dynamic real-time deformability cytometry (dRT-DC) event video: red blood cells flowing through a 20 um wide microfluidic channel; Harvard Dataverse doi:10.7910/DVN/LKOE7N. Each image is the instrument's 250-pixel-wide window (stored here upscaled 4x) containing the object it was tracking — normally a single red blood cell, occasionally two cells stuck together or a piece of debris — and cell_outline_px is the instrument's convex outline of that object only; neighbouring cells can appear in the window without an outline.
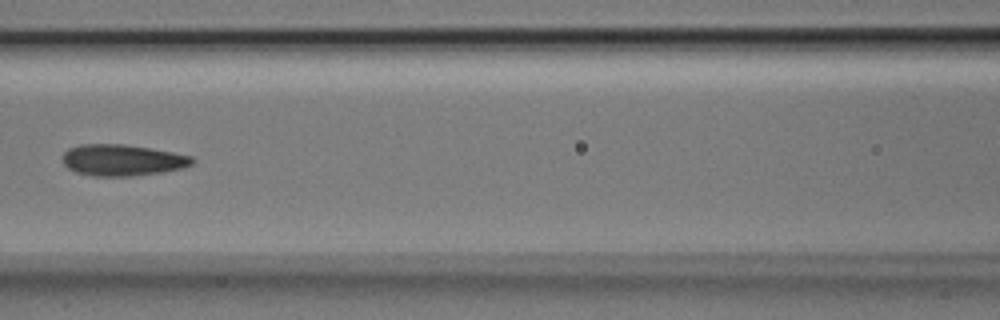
{"species": "Egyptian fruit bat (a non-hibernating species)", "species_latin": "Rousettus aegyptiacus", "temperature_condition": "room temperature", "stored_images_in_passage": 7, "camera_frame_rate_fps": 3000, "um_per_image_px": 0.085, "animal": {"sex": "male"}, "frame": {"image": 1, "passage_image": 6, "time_ms": 1.667, "image_size_px": [1000, 320], "cell_outline_px": [[196, 160], [192, 164], [184, 168], [160, 172], [132, 176], [92, 176], [76, 172], [68, 168], [64, 164], [64, 152], [68, 148], [80, 144], [124, 144], [172, 152], [192, 156]], "centroid_in_image_um": [10.4, 13.61], "position_along_channel_um": 156.2, "area_um2": 23.64}}
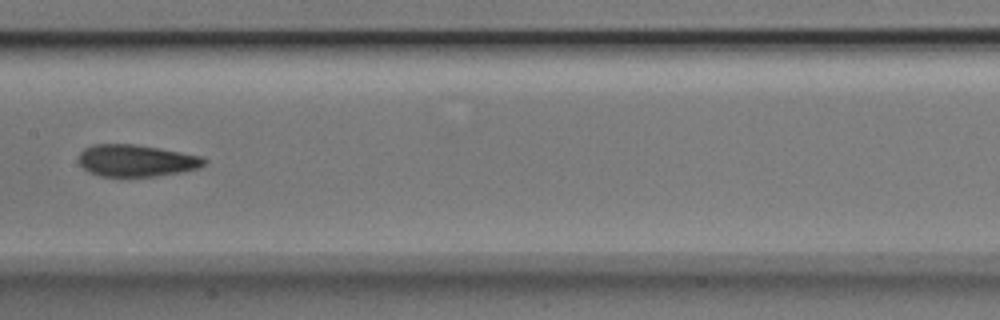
{"frame": {"image": 2, "passage_image": 7, "time_ms": 2.0, "image_size_px": [1000, 320], "cell_outline_px": [[208, 160], [200, 168], [180, 172], [156, 176], [100, 176], [88, 172], [80, 164], [80, 152], [84, 148], [92, 144], [136, 144], [160, 148], [200, 156]], "centroid_in_image_um": [11.58, 13.64], "position_along_channel_um": 195.8, "area_um2": 23.29}}